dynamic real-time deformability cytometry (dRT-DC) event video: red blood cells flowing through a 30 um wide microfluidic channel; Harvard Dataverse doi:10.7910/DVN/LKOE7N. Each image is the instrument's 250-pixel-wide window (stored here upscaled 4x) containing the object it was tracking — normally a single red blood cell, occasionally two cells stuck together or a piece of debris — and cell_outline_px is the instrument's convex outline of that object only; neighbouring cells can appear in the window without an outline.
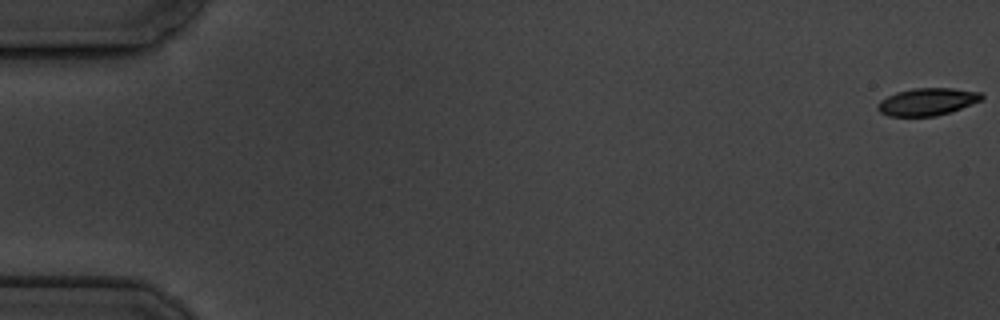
{"species": "common noctule bat (a hibernating species)", "species_latin": "Nyctalus noctula", "temperature_condition": "cold", "stored_images_in_passage": 4, "segment_of_instrument_passage": [2, 2], "camera_frame_rate_fps": 3000, "um_per_image_px": 0.085, "animal": {"sex": "male", "body_mass_g": 19.5, "forearm_length_mm": 54.6}, "frame": {"image": 1, "passage_image": 4, "time_ms": 4.333, "image_size_px": [1000, 320], "cell_outline_px": [[984, 96], [980, 100], [972, 104], [952, 112], [936, 116], [888, 116], [880, 112], [876, 108], [876, 104], [880, 100], [896, 92], [912, 88], [952, 88], [980, 92]], "centroid_in_image_um": [78.79, 8.65], "position_along_channel_um": 6.2, "area_um2": 16.7}}